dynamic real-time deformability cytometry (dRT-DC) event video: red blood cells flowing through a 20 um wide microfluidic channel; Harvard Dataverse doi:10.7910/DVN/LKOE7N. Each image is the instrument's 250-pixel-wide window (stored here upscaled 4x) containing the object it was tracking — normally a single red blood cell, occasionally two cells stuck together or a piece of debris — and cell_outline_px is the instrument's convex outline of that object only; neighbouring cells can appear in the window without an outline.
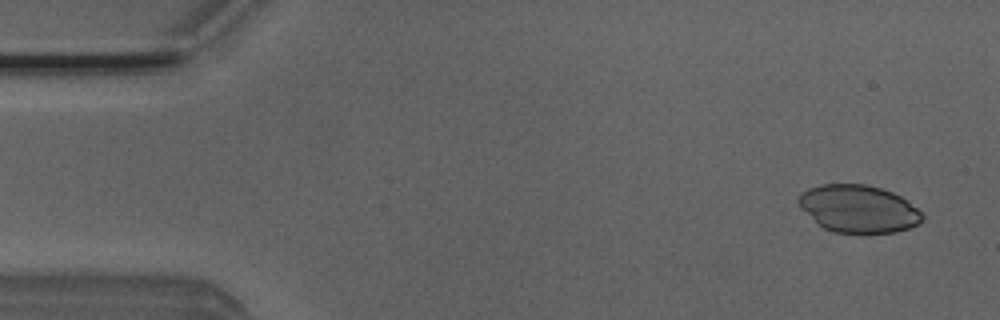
{"species": "Egyptian fruit bat (a non-hibernating species)", "species_latin": "Rousettus aegyptiacus", "temperature_condition": "room temperature", "stored_images_in_passage": 3, "camera_frame_rate_fps": 3000, "um_per_image_px": 0.085, "animal": {"sex": "male"}, "frame": {"image": 1, "passage_image": 1, "time_ms": 0.0, "image_size_px": [1000, 320], "cell_outline_px": [[924, 220], [912, 228], [896, 232], [832, 232], [824, 228], [796, 200], [800, 192], [808, 188], [820, 184], [864, 184], [880, 188], [892, 192], [900, 196], [916, 208], [924, 216]], "centroid_in_image_um": [73.0, 17.73], "position_along_channel_um": 12.0, "area_um2": 33.81}}